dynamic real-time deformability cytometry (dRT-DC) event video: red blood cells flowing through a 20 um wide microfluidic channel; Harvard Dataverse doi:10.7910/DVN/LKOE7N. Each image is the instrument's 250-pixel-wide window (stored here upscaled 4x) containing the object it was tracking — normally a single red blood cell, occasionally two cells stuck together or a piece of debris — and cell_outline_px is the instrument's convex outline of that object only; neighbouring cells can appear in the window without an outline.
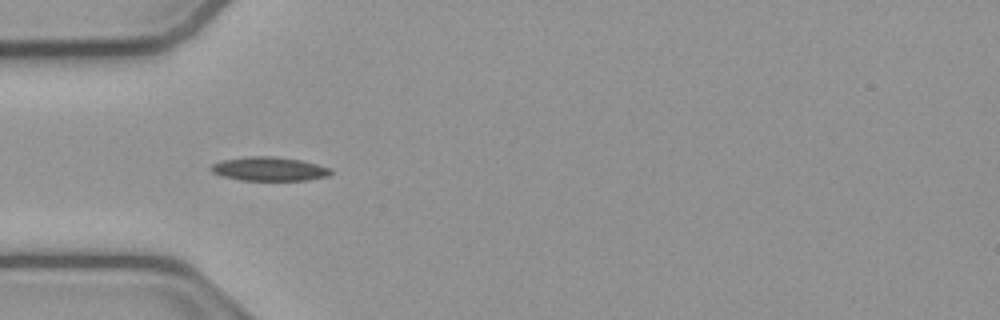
{"species": "common noctule bat (a hibernating species)", "species_latin": "Nyctalus noctula", "temperature_condition": "cold", "stored_images_in_passage": 38, "camera_frame_rate_fps": 3000, "um_per_image_px": 0.085, "animal": {"sex": "male", "body_mass_g": 23.1, "forearm_length_mm": 52.7}, "frame": {"image": 1, "passage_image": 1, "time_ms": 0.0, "image_size_px": [1000, 320], "cell_outline_px": [[332, 172], [328, 176], [308, 180], [240, 180], [220, 176], [212, 172], [208, 168], [212, 164], [220, 160], [248, 156], [276, 156], [304, 160], [332, 168]], "centroid_in_image_um": [22.87, 14.35], "position_along_channel_um": 62.1, "area_um2": 17.05}}
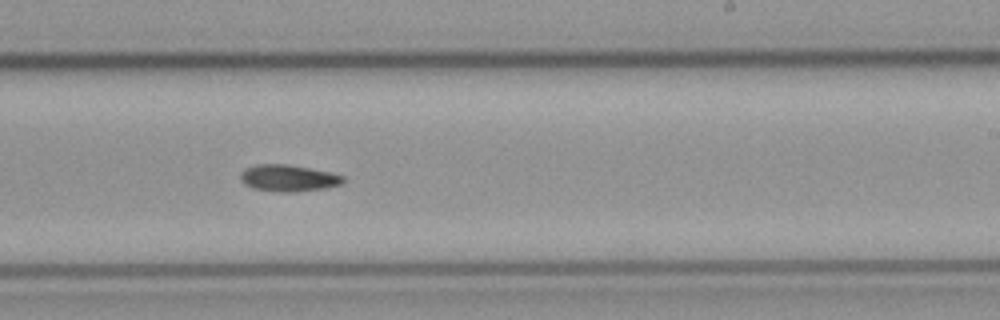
{"frame": {"image": 2, "passage_image": 17, "time_ms": 5.333, "image_size_px": [1000, 320], "cell_outline_px": [[344, 184], [328, 188], [292, 192], [280, 192], [252, 188], [244, 184], [240, 180], [240, 172], [248, 168], [260, 164], [284, 164], [332, 172], [344, 176]], "centroid_in_image_um": [24.55, 15.15], "position_along_channel_um": 264.5, "area_um2": 16.01}}
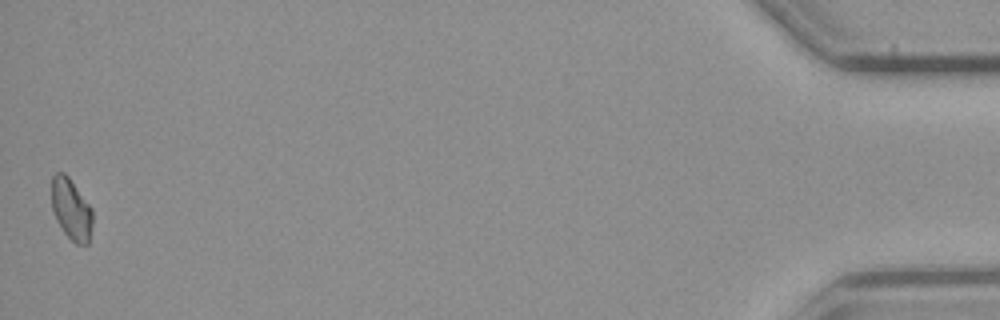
{"frame": {"image": 3, "passage_image": 38, "time_ms": 12.333, "image_size_px": [1000, 320], "cell_outline_px": [[92, 224], [88, 244], [76, 244], [64, 232], [56, 220], [52, 208], [52, 176], [56, 172], [64, 172], [68, 176], [92, 208]], "centroid_in_image_um": [6.05, 17.77], "position_along_channel_um": 429.2, "area_um2": 14.51}}